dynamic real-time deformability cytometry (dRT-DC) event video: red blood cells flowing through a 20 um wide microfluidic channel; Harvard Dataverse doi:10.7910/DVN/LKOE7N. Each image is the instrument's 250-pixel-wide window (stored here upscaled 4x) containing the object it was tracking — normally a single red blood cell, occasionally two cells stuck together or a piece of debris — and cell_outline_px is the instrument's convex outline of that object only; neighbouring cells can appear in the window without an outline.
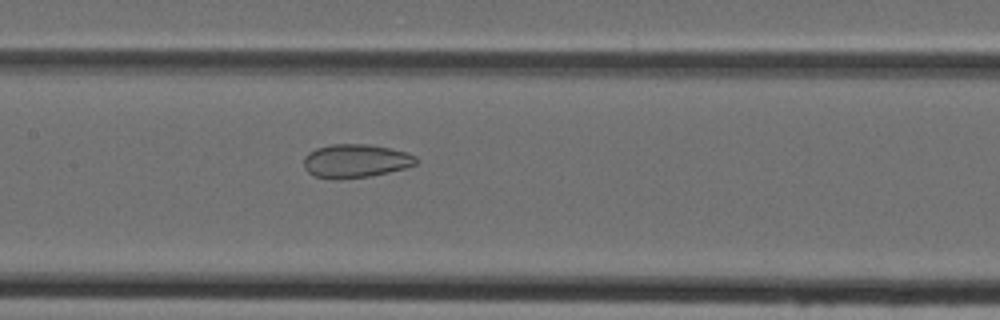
{"species": "Egyptian fruit bat (a non-hibernating species)", "species_latin": "Rousettus aegyptiacus", "temperature_condition": "cold", "stored_images_in_passage": 48, "camera_frame_rate_fps": 3000, "um_per_image_px": 0.085, "animal": {"sex": "female"}, "frame": {"image": 1, "passage_image": 23, "time_ms": 7.333, "image_size_px": [1000, 320], "cell_outline_px": [[420, 160], [416, 164], [404, 168], [388, 172], [368, 176], [340, 180], [332, 180], [312, 176], [304, 168], [304, 156], [308, 152], [316, 148], [332, 144], [368, 144], [392, 148], [416, 156]], "centroid_in_image_um": [30.19, 13.69], "position_along_channel_um": 177.2, "area_um2": 22.25}}
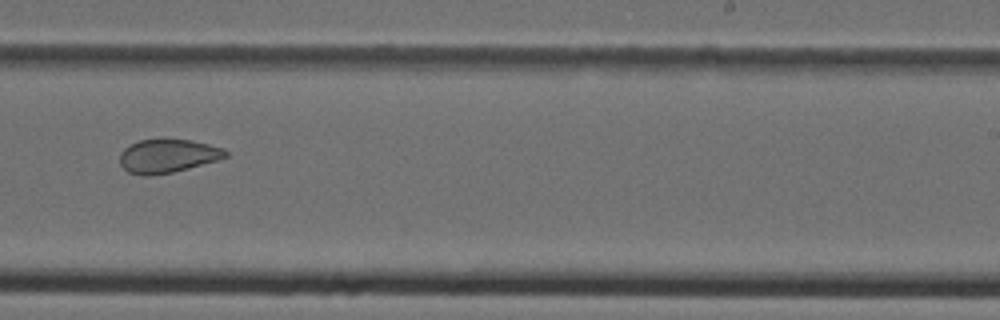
{"frame": {"image": 2, "passage_image": 30, "time_ms": 9.667, "image_size_px": [1000, 320], "cell_outline_px": [[228, 156], [220, 160], [172, 172], [148, 176], [140, 176], [128, 172], [120, 164], [120, 152], [124, 148], [140, 140], [160, 136], [192, 140], [224, 148], [228, 152]], "centroid_in_image_um": [14.26, 13.22], "position_along_channel_um": 274.7, "area_um2": 21.39}}
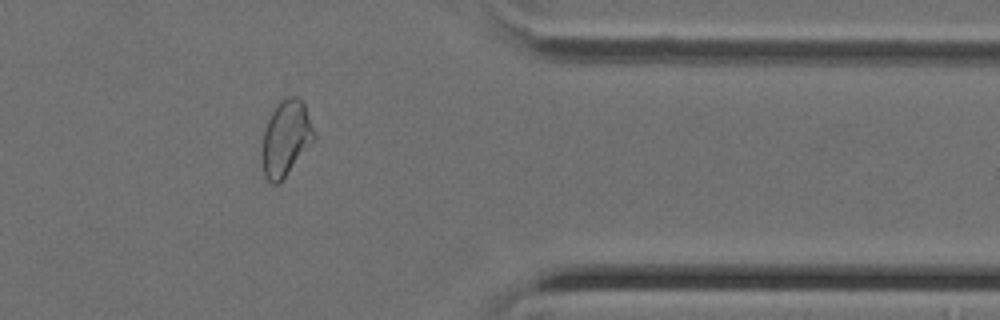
{"frame": {"image": 3, "passage_image": 39, "time_ms": 12.667, "image_size_px": [1000, 320], "cell_outline_px": [[316, 136], [284, 176], [276, 184], [272, 184], [264, 176], [264, 128], [272, 112], [280, 100], [288, 96], [296, 96], [304, 100], [316, 132]], "centroid_in_image_um": [24.34, 11.64], "position_along_channel_um": 387.1, "area_um2": 22.2}}